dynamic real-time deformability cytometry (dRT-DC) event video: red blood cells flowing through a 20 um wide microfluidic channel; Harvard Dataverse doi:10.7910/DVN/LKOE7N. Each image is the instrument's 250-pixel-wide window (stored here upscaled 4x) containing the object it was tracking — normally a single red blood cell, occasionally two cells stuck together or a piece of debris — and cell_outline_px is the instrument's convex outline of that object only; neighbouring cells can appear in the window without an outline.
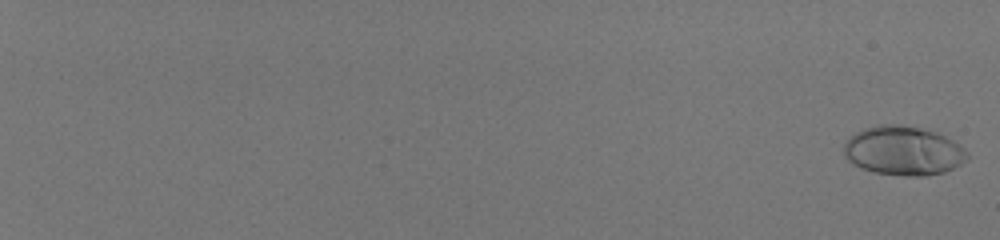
{"species": "human", "species_latin": "Homo sapiens", "temperature_condition": "room temperature", "stored_images_in_passage": 57, "camera_frame_rate_fps": 3000, "um_per_image_px": 0.085, "donor": {"sex": "male"}, "frame": {"image": 1, "passage_image": 1, "time_ms": 0.0, "image_size_px": [1000, 240], "cell_outline_px": [[968, 160], [944, 172], [924, 176], [904, 176], [872, 172], [860, 168], [848, 160], [844, 156], [844, 144], [856, 132], [864, 128], [876, 124], [900, 124], [920, 128], [936, 132], [960, 144], [968, 152]], "centroid_in_image_um": [76.78, 12.81], "position_along_channel_um": 8.2, "area_um2": 35.49}}
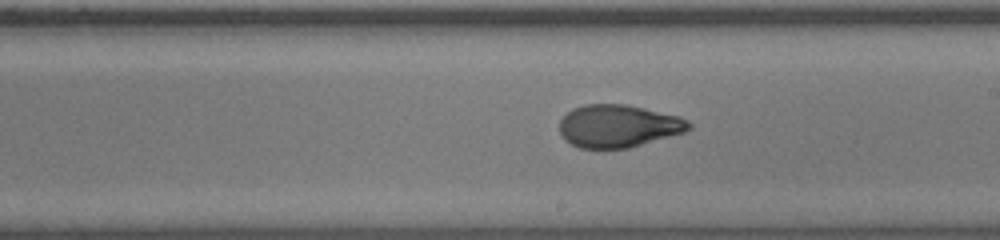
{"frame": {"image": 2, "passage_image": 39, "time_ms": 12.667, "image_size_px": [1000, 240], "cell_outline_px": [[692, 128], [684, 132], [628, 148], [580, 148], [564, 140], [560, 132], [560, 120], [572, 108], [584, 104], [624, 104], [680, 116], [688, 120], [692, 124]], "centroid_in_image_um": [52.55, 10.71], "position_along_channel_um": 236.4, "area_um2": 32.08}}
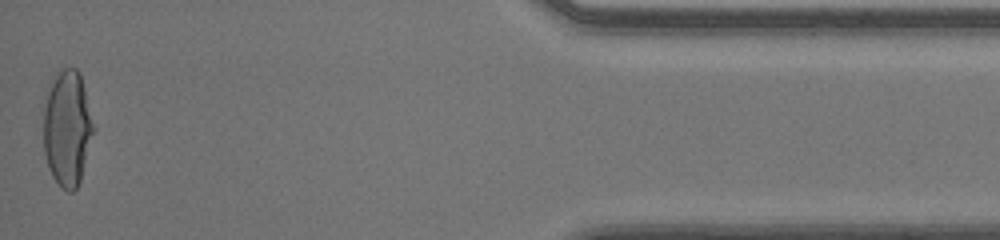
{"frame": {"image": 3, "passage_image": 57, "time_ms": 18.667, "image_size_px": [1000, 240], "cell_outline_px": [[96, 128], [80, 180], [76, 188], [72, 192], [68, 192], [60, 188], [52, 176], [48, 168], [44, 152], [44, 108], [48, 84], [56, 72], [64, 68], [76, 68], [80, 72]], "centroid_in_image_um": [5.73, 10.88], "position_along_channel_um": 429.5, "area_um2": 34.45}, "authors_computed_cell_mechanics": {"area_um2": 32.657, "velocity_mm_per_s": 4.0889, "shape_relaxation_time_tau1_ms": 6.4906, "shape_relaxation_time_tau2_ms": 0.7809, "deformation_change_tau1": 0.2468, "deformation_change_tau2": 0.0653}}